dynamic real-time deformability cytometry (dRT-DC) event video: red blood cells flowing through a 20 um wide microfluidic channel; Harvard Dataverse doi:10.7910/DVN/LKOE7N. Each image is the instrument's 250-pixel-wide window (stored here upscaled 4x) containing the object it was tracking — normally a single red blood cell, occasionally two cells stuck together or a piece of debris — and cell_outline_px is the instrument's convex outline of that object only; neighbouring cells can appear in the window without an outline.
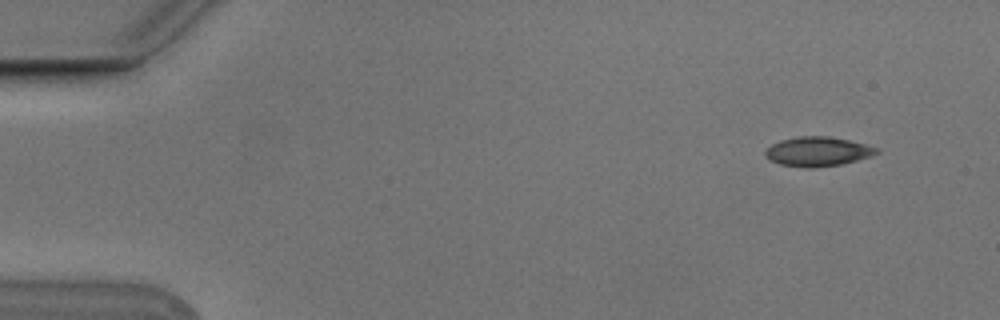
{"species": "Egyptian fruit bat (a non-hibernating species)", "species_latin": "Rousettus aegyptiacus", "temperature_condition": "cold", "stored_images_in_passage": 5, "camera_frame_rate_fps": 3000, "um_per_image_px": 0.085, "animal": {"sex": "male"}, "frame": {"image": 1, "passage_image": 2, "time_ms": 0.333, "image_size_px": [1000, 320], "cell_outline_px": [[880, 152], [872, 156], [840, 164], [812, 168], [804, 168], [780, 164], [764, 156], [764, 152], [772, 144], [780, 140], [796, 136], [828, 136], [848, 140], [864, 144], [876, 148]], "centroid_in_image_um": [69.48, 12.88], "position_along_channel_um": 15.5, "area_um2": 18.96}}
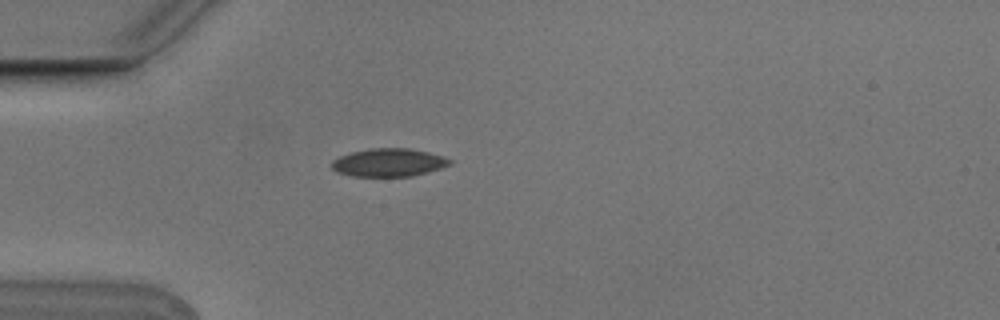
{"frame": {"image": 2, "passage_image": 5, "time_ms": 1.333, "image_size_px": [1000, 320], "cell_outline_px": [[452, 164], [428, 172], [412, 176], [352, 176], [336, 172], [332, 168], [332, 160], [340, 156], [352, 152], [372, 148], [408, 148], [428, 152], [444, 156], [452, 160]], "centroid_in_image_um": [33.05, 13.81], "position_along_channel_um": 51.9, "area_um2": 19.31}}